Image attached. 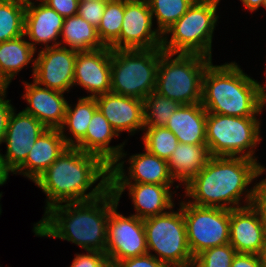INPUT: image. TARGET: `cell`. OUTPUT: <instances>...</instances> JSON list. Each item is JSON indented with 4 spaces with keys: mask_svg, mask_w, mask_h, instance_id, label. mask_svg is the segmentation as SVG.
<instances>
[{
    "mask_svg": "<svg viewBox=\"0 0 266 267\" xmlns=\"http://www.w3.org/2000/svg\"><path fill=\"white\" fill-rule=\"evenodd\" d=\"M245 7V9H248L251 13L258 10L263 3V0H240Z\"/></svg>",
    "mask_w": 266,
    "mask_h": 267,
    "instance_id": "43",
    "label": "cell"
},
{
    "mask_svg": "<svg viewBox=\"0 0 266 267\" xmlns=\"http://www.w3.org/2000/svg\"><path fill=\"white\" fill-rule=\"evenodd\" d=\"M211 62V58L198 54L164 52L158 64L155 92L181 105L201 103L202 79Z\"/></svg>",
    "mask_w": 266,
    "mask_h": 267,
    "instance_id": "7",
    "label": "cell"
},
{
    "mask_svg": "<svg viewBox=\"0 0 266 267\" xmlns=\"http://www.w3.org/2000/svg\"><path fill=\"white\" fill-rule=\"evenodd\" d=\"M265 172V166L253 159L211 156L206 166L184 185L185 198L203 207L227 210L246 207L252 205L257 183L248 186Z\"/></svg>",
    "mask_w": 266,
    "mask_h": 267,
    "instance_id": "1",
    "label": "cell"
},
{
    "mask_svg": "<svg viewBox=\"0 0 266 267\" xmlns=\"http://www.w3.org/2000/svg\"><path fill=\"white\" fill-rule=\"evenodd\" d=\"M127 155L125 151H122L118 160L110 167V183L173 185L176 182L169 172L167 160L159 158L145 148L144 153L129 156L127 159L129 167H127L128 172L126 173L124 158Z\"/></svg>",
    "mask_w": 266,
    "mask_h": 267,
    "instance_id": "14",
    "label": "cell"
},
{
    "mask_svg": "<svg viewBox=\"0 0 266 267\" xmlns=\"http://www.w3.org/2000/svg\"><path fill=\"white\" fill-rule=\"evenodd\" d=\"M108 0H91L79 2L77 14L89 24L98 28Z\"/></svg>",
    "mask_w": 266,
    "mask_h": 267,
    "instance_id": "35",
    "label": "cell"
},
{
    "mask_svg": "<svg viewBox=\"0 0 266 267\" xmlns=\"http://www.w3.org/2000/svg\"><path fill=\"white\" fill-rule=\"evenodd\" d=\"M25 12L21 0H0V43L24 35Z\"/></svg>",
    "mask_w": 266,
    "mask_h": 267,
    "instance_id": "29",
    "label": "cell"
},
{
    "mask_svg": "<svg viewBox=\"0 0 266 267\" xmlns=\"http://www.w3.org/2000/svg\"><path fill=\"white\" fill-rule=\"evenodd\" d=\"M194 1L195 0H148L153 21L155 18L157 21V30L162 36L188 11Z\"/></svg>",
    "mask_w": 266,
    "mask_h": 267,
    "instance_id": "30",
    "label": "cell"
},
{
    "mask_svg": "<svg viewBox=\"0 0 266 267\" xmlns=\"http://www.w3.org/2000/svg\"><path fill=\"white\" fill-rule=\"evenodd\" d=\"M231 267H263L260 255L236 253Z\"/></svg>",
    "mask_w": 266,
    "mask_h": 267,
    "instance_id": "41",
    "label": "cell"
},
{
    "mask_svg": "<svg viewBox=\"0 0 266 267\" xmlns=\"http://www.w3.org/2000/svg\"><path fill=\"white\" fill-rule=\"evenodd\" d=\"M111 54L110 47L77 51L73 86L84 88L88 97L111 92Z\"/></svg>",
    "mask_w": 266,
    "mask_h": 267,
    "instance_id": "16",
    "label": "cell"
},
{
    "mask_svg": "<svg viewBox=\"0 0 266 267\" xmlns=\"http://www.w3.org/2000/svg\"><path fill=\"white\" fill-rule=\"evenodd\" d=\"M63 22L64 18L54 9L43 2H33L26 5L24 35L36 51L40 43L45 45L42 48L59 46Z\"/></svg>",
    "mask_w": 266,
    "mask_h": 267,
    "instance_id": "21",
    "label": "cell"
},
{
    "mask_svg": "<svg viewBox=\"0 0 266 267\" xmlns=\"http://www.w3.org/2000/svg\"><path fill=\"white\" fill-rule=\"evenodd\" d=\"M189 249L193 258L211 247L229 243L230 210L181 201Z\"/></svg>",
    "mask_w": 266,
    "mask_h": 267,
    "instance_id": "10",
    "label": "cell"
},
{
    "mask_svg": "<svg viewBox=\"0 0 266 267\" xmlns=\"http://www.w3.org/2000/svg\"><path fill=\"white\" fill-rule=\"evenodd\" d=\"M211 158L206 144L178 143L176 149L168 159V168L171 176L177 182L186 185L197 173L206 166Z\"/></svg>",
    "mask_w": 266,
    "mask_h": 267,
    "instance_id": "25",
    "label": "cell"
},
{
    "mask_svg": "<svg viewBox=\"0 0 266 267\" xmlns=\"http://www.w3.org/2000/svg\"><path fill=\"white\" fill-rule=\"evenodd\" d=\"M2 192H0V199L2 198ZM1 213H2V210H1V205H0V215H1Z\"/></svg>",
    "mask_w": 266,
    "mask_h": 267,
    "instance_id": "49",
    "label": "cell"
},
{
    "mask_svg": "<svg viewBox=\"0 0 266 267\" xmlns=\"http://www.w3.org/2000/svg\"><path fill=\"white\" fill-rule=\"evenodd\" d=\"M265 241L266 228L253 205L230 210L229 244L237 253L260 255Z\"/></svg>",
    "mask_w": 266,
    "mask_h": 267,
    "instance_id": "19",
    "label": "cell"
},
{
    "mask_svg": "<svg viewBox=\"0 0 266 267\" xmlns=\"http://www.w3.org/2000/svg\"><path fill=\"white\" fill-rule=\"evenodd\" d=\"M201 104L208 113L257 117L266 106V87L235 61L222 65L211 62L202 79Z\"/></svg>",
    "mask_w": 266,
    "mask_h": 267,
    "instance_id": "4",
    "label": "cell"
},
{
    "mask_svg": "<svg viewBox=\"0 0 266 267\" xmlns=\"http://www.w3.org/2000/svg\"><path fill=\"white\" fill-rule=\"evenodd\" d=\"M153 17L148 1L125 3L119 38L111 49L161 48L163 36L153 28Z\"/></svg>",
    "mask_w": 266,
    "mask_h": 267,
    "instance_id": "12",
    "label": "cell"
},
{
    "mask_svg": "<svg viewBox=\"0 0 266 267\" xmlns=\"http://www.w3.org/2000/svg\"><path fill=\"white\" fill-rule=\"evenodd\" d=\"M97 110L95 97L83 96L74 106L67 103L65 120L59 129L68 146L74 147L85 136L90 120ZM66 130H69V136L65 134Z\"/></svg>",
    "mask_w": 266,
    "mask_h": 267,
    "instance_id": "28",
    "label": "cell"
},
{
    "mask_svg": "<svg viewBox=\"0 0 266 267\" xmlns=\"http://www.w3.org/2000/svg\"><path fill=\"white\" fill-rule=\"evenodd\" d=\"M21 1H22L25 5L34 2V0H33V1H32V0H21ZM36 1H38V2H44L45 0H35V3H36Z\"/></svg>",
    "mask_w": 266,
    "mask_h": 267,
    "instance_id": "45",
    "label": "cell"
},
{
    "mask_svg": "<svg viewBox=\"0 0 266 267\" xmlns=\"http://www.w3.org/2000/svg\"><path fill=\"white\" fill-rule=\"evenodd\" d=\"M118 205L119 203L110 210L107 222L105 254L112 267L124 259L148 253L143 219L120 214L117 211Z\"/></svg>",
    "mask_w": 266,
    "mask_h": 267,
    "instance_id": "11",
    "label": "cell"
},
{
    "mask_svg": "<svg viewBox=\"0 0 266 267\" xmlns=\"http://www.w3.org/2000/svg\"><path fill=\"white\" fill-rule=\"evenodd\" d=\"M70 267H112L108 256L97 251L77 254Z\"/></svg>",
    "mask_w": 266,
    "mask_h": 267,
    "instance_id": "36",
    "label": "cell"
},
{
    "mask_svg": "<svg viewBox=\"0 0 266 267\" xmlns=\"http://www.w3.org/2000/svg\"><path fill=\"white\" fill-rule=\"evenodd\" d=\"M125 2L108 0L100 24L97 28L99 39L105 47H110L120 35Z\"/></svg>",
    "mask_w": 266,
    "mask_h": 267,
    "instance_id": "32",
    "label": "cell"
},
{
    "mask_svg": "<svg viewBox=\"0 0 266 267\" xmlns=\"http://www.w3.org/2000/svg\"><path fill=\"white\" fill-rule=\"evenodd\" d=\"M23 83L25 93L22 99L28 104L23 111L34 116L46 128L59 129L64 123L68 103L64 93L40 86L34 81Z\"/></svg>",
    "mask_w": 266,
    "mask_h": 267,
    "instance_id": "20",
    "label": "cell"
},
{
    "mask_svg": "<svg viewBox=\"0 0 266 267\" xmlns=\"http://www.w3.org/2000/svg\"><path fill=\"white\" fill-rule=\"evenodd\" d=\"M9 173L11 172L7 169L2 157V152H0V186L4 185L7 182Z\"/></svg>",
    "mask_w": 266,
    "mask_h": 267,
    "instance_id": "42",
    "label": "cell"
},
{
    "mask_svg": "<svg viewBox=\"0 0 266 267\" xmlns=\"http://www.w3.org/2000/svg\"><path fill=\"white\" fill-rule=\"evenodd\" d=\"M43 3L54 9L63 18H67L77 14L79 0H45Z\"/></svg>",
    "mask_w": 266,
    "mask_h": 267,
    "instance_id": "39",
    "label": "cell"
},
{
    "mask_svg": "<svg viewBox=\"0 0 266 267\" xmlns=\"http://www.w3.org/2000/svg\"><path fill=\"white\" fill-rule=\"evenodd\" d=\"M117 203L111 188L93 200L60 203L44 211L32 231L38 237L66 240L85 251L105 253L107 222Z\"/></svg>",
    "mask_w": 266,
    "mask_h": 267,
    "instance_id": "2",
    "label": "cell"
},
{
    "mask_svg": "<svg viewBox=\"0 0 266 267\" xmlns=\"http://www.w3.org/2000/svg\"><path fill=\"white\" fill-rule=\"evenodd\" d=\"M34 183L47 197V211L60 203L93 200L103 195L110 188V167L98 156L68 146Z\"/></svg>",
    "mask_w": 266,
    "mask_h": 267,
    "instance_id": "3",
    "label": "cell"
},
{
    "mask_svg": "<svg viewBox=\"0 0 266 267\" xmlns=\"http://www.w3.org/2000/svg\"><path fill=\"white\" fill-rule=\"evenodd\" d=\"M172 186L152 183H110L118 203L123 192L128 190V196L131 197L135 209L132 215L141 219L161 215L174 208L173 194L176 191H171Z\"/></svg>",
    "mask_w": 266,
    "mask_h": 267,
    "instance_id": "17",
    "label": "cell"
},
{
    "mask_svg": "<svg viewBox=\"0 0 266 267\" xmlns=\"http://www.w3.org/2000/svg\"><path fill=\"white\" fill-rule=\"evenodd\" d=\"M120 1L125 2V3H133V2H144L148 0H120Z\"/></svg>",
    "mask_w": 266,
    "mask_h": 267,
    "instance_id": "46",
    "label": "cell"
},
{
    "mask_svg": "<svg viewBox=\"0 0 266 267\" xmlns=\"http://www.w3.org/2000/svg\"><path fill=\"white\" fill-rule=\"evenodd\" d=\"M219 3L214 0H195L188 11L163 34L162 50L173 54H198L212 59V40L219 19Z\"/></svg>",
    "mask_w": 266,
    "mask_h": 267,
    "instance_id": "5",
    "label": "cell"
},
{
    "mask_svg": "<svg viewBox=\"0 0 266 267\" xmlns=\"http://www.w3.org/2000/svg\"><path fill=\"white\" fill-rule=\"evenodd\" d=\"M68 147L60 129L47 128L35 141L24 163L13 173L35 182Z\"/></svg>",
    "mask_w": 266,
    "mask_h": 267,
    "instance_id": "22",
    "label": "cell"
},
{
    "mask_svg": "<svg viewBox=\"0 0 266 267\" xmlns=\"http://www.w3.org/2000/svg\"><path fill=\"white\" fill-rule=\"evenodd\" d=\"M97 109L105 116L110 125L120 135L127 131L134 135L144 130V102L141 99L105 93L95 97Z\"/></svg>",
    "mask_w": 266,
    "mask_h": 267,
    "instance_id": "18",
    "label": "cell"
},
{
    "mask_svg": "<svg viewBox=\"0 0 266 267\" xmlns=\"http://www.w3.org/2000/svg\"><path fill=\"white\" fill-rule=\"evenodd\" d=\"M162 48L112 49L111 92L144 100L156 88Z\"/></svg>",
    "mask_w": 266,
    "mask_h": 267,
    "instance_id": "6",
    "label": "cell"
},
{
    "mask_svg": "<svg viewBox=\"0 0 266 267\" xmlns=\"http://www.w3.org/2000/svg\"><path fill=\"white\" fill-rule=\"evenodd\" d=\"M114 137H119L118 133L105 116L97 110L90 120L85 136L74 147L98 156L111 167L124 151L125 145L123 141L117 146H111L110 143Z\"/></svg>",
    "mask_w": 266,
    "mask_h": 267,
    "instance_id": "23",
    "label": "cell"
},
{
    "mask_svg": "<svg viewBox=\"0 0 266 267\" xmlns=\"http://www.w3.org/2000/svg\"><path fill=\"white\" fill-rule=\"evenodd\" d=\"M84 1H91V0H79V2H84Z\"/></svg>",
    "mask_w": 266,
    "mask_h": 267,
    "instance_id": "51",
    "label": "cell"
},
{
    "mask_svg": "<svg viewBox=\"0 0 266 267\" xmlns=\"http://www.w3.org/2000/svg\"><path fill=\"white\" fill-rule=\"evenodd\" d=\"M260 257L262 260L263 267H266V241H265V244L263 245V249L260 253Z\"/></svg>",
    "mask_w": 266,
    "mask_h": 267,
    "instance_id": "44",
    "label": "cell"
},
{
    "mask_svg": "<svg viewBox=\"0 0 266 267\" xmlns=\"http://www.w3.org/2000/svg\"><path fill=\"white\" fill-rule=\"evenodd\" d=\"M236 253L229 243L211 247L195 256L193 265L195 267H231Z\"/></svg>",
    "mask_w": 266,
    "mask_h": 267,
    "instance_id": "34",
    "label": "cell"
},
{
    "mask_svg": "<svg viewBox=\"0 0 266 267\" xmlns=\"http://www.w3.org/2000/svg\"><path fill=\"white\" fill-rule=\"evenodd\" d=\"M264 72H265V73H264V74H265L264 76H265V78H266V70H265ZM264 83H265V87H266V81H265Z\"/></svg>",
    "mask_w": 266,
    "mask_h": 267,
    "instance_id": "50",
    "label": "cell"
},
{
    "mask_svg": "<svg viewBox=\"0 0 266 267\" xmlns=\"http://www.w3.org/2000/svg\"><path fill=\"white\" fill-rule=\"evenodd\" d=\"M5 88V86L0 82V91H2Z\"/></svg>",
    "mask_w": 266,
    "mask_h": 267,
    "instance_id": "48",
    "label": "cell"
},
{
    "mask_svg": "<svg viewBox=\"0 0 266 267\" xmlns=\"http://www.w3.org/2000/svg\"><path fill=\"white\" fill-rule=\"evenodd\" d=\"M252 205L259 212L261 221L266 228V178L257 182Z\"/></svg>",
    "mask_w": 266,
    "mask_h": 267,
    "instance_id": "40",
    "label": "cell"
},
{
    "mask_svg": "<svg viewBox=\"0 0 266 267\" xmlns=\"http://www.w3.org/2000/svg\"><path fill=\"white\" fill-rule=\"evenodd\" d=\"M113 267H170V266L157 260L153 255L146 253L144 255L119 261Z\"/></svg>",
    "mask_w": 266,
    "mask_h": 267,
    "instance_id": "37",
    "label": "cell"
},
{
    "mask_svg": "<svg viewBox=\"0 0 266 267\" xmlns=\"http://www.w3.org/2000/svg\"><path fill=\"white\" fill-rule=\"evenodd\" d=\"M266 10V0H263L262 6Z\"/></svg>",
    "mask_w": 266,
    "mask_h": 267,
    "instance_id": "47",
    "label": "cell"
},
{
    "mask_svg": "<svg viewBox=\"0 0 266 267\" xmlns=\"http://www.w3.org/2000/svg\"><path fill=\"white\" fill-rule=\"evenodd\" d=\"M148 253L170 267L193 265L182 208L143 219ZM154 252L155 254L151 253Z\"/></svg>",
    "mask_w": 266,
    "mask_h": 267,
    "instance_id": "9",
    "label": "cell"
},
{
    "mask_svg": "<svg viewBox=\"0 0 266 267\" xmlns=\"http://www.w3.org/2000/svg\"><path fill=\"white\" fill-rule=\"evenodd\" d=\"M36 50L22 35L0 43V82L8 88L13 78L25 66L32 63V75L35 71Z\"/></svg>",
    "mask_w": 266,
    "mask_h": 267,
    "instance_id": "26",
    "label": "cell"
},
{
    "mask_svg": "<svg viewBox=\"0 0 266 267\" xmlns=\"http://www.w3.org/2000/svg\"><path fill=\"white\" fill-rule=\"evenodd\" d=\"M60 36L62 37L59 46L76 51H90L105 47L99 39L97 28L78 14L64 18Z\"/></svg>",
    "mask_w": 266,
    "mask_h": 267,
    "instance_id": "27",
    "label": "cell"
},
{
    "mask_svg": "<svg viewBox=\"0 0 266 267\" xmlns=\"http://www.w3.org/2000/svg\"><path fill=\"white\" fill-rule=\"evenodd\" d=\"M143 131H145L142 136L144 148L168 161L179 143L175 134L165 126L145 127Z\"/></svg>",
    "mask_w": 266,
    "mask_h": 267,
    "instance_id": "33",
    "label": "cell"
},
{
    "mask_svg": "<svg viewBox=\"0 0 266 267\" xmlns=\"http://www.w3.org/2000/svg\"><path fill=\"white\" fill-rule=\"evenodd\" d=\"M206 117L207 112L201 103L180 105L165 127L180 143L206 144Z\"/></svg>",
    "mask_w": 266,
    "mask_h": 267,
    "instance_id": "24",
    "label": "cell"
},
{
    "mask_svg": "<svg viewBox=\"0 0 266 267\" xmlns=\"http://www.w3.org/2000/svg\"><path fill=\"white\" fill-rule=\"evenodd\" d=\"M261 120L208 113L206 145L211 156L245 157L257 160L255 151L262 140Z\"/></svg>",
    "mask_w": 266,
    "mask_h": 267,
    "instance_id": "8",
    "label": "cell"
},
{
    "mask_svg": "<svg viewBox=\"0 0 266 267\" xmlns=\"http://www.w3.org/2000/svg\"><path fill=\"white\" fill-rule=\"evenodd\" d=\"M36 52L33 81L52 90L69 92L73 87L77 51L55 46Z\"/></svg>",
    "mask_w": 266,
    "mask_h": 267,
    "instance_id": "13",
    "label": "cell"
},
{
    "mask_svg": "<svg viewBox=\"0 0 266 267\" xmlns=\"http://www.w3.org/2000/svg\"><path fill=\"white\" fill-rule=\"evenodd\" d=\"M144 128L163 127L181 104L153 91L144 98Z\"/></svg>",
    "mask_w": 266,
    "mask_h": 267,
    "instance_id": "31",
    "label": "cell"
},
{
    "mask_svg": "<svg viewBox=\"0 0 266 267\" xmlns=\"http://www.w3.org/2000/svg\"><path fill=\"white\" fill-rule=\"evenodd\" d=\"M7 87L0 91V146L4 140V136L8 127L9 117L15 107L10 103L11 100L6 99Z\"/></svg>",
    "mask_w": 266,
    "mask_h": 267,
    "instance_id": "38",
    "label": "cell"
},
{
    "mask_svg": "<svg viewBox=\"0 0 266 267\" xmlns=\"http://www.w3.org/2000/svg\"><path fill=\"white\" fill-rule=\"evenodd\" d=\"M14 108L2 143H6V154H2L7 169L14 173L26 160L35 141L47 128L34 116L23 110L16 114Z\"/></svg>",
    "mask_w": 266,
    "mask_h": 267,
    "instance_id": "15",
    "label": "cell"
}]
</instances>
